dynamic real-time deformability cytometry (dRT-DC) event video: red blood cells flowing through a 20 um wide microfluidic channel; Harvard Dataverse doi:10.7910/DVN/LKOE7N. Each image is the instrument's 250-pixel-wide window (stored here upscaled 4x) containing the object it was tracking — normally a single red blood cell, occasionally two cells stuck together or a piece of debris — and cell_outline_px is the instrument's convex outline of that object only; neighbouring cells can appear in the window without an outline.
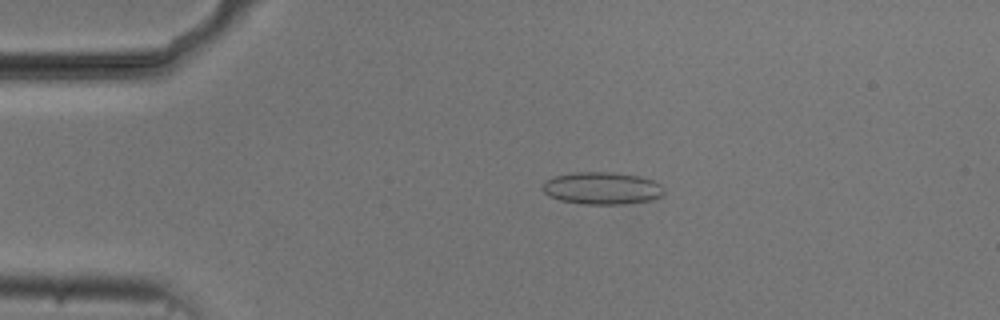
{"species": "common noctule bat (a hibernating species)", "species_latin": "Nyctalus noctula", "temperature_condition": "cold", "stored_images_in_passage": 54, "camera_frame_rate_fps": 3000, "um_per_image_px": 0.085, "animal": {"sex": "male", "body_mass_g": 20.5, "forearm_length_mm": 52.5}, "frame": {"image": 1, "passage_image": 11, "time_ms": 3.333, "image_size_px": [1000, 320], "cell_outline_px": [[664, 196], [652, 200], [624, 204], [584, 204], [560, 200], [548, 196], [544, 192], [544, 180], [556, 176], [576, 172], [612, 172], [636, 176], [652, 180], [660, 184], [664, 188]], "centroid_in_image_um": [51.2, 16.01], "position_along_channel_um": 33.8, "area_um2": 22.83}}
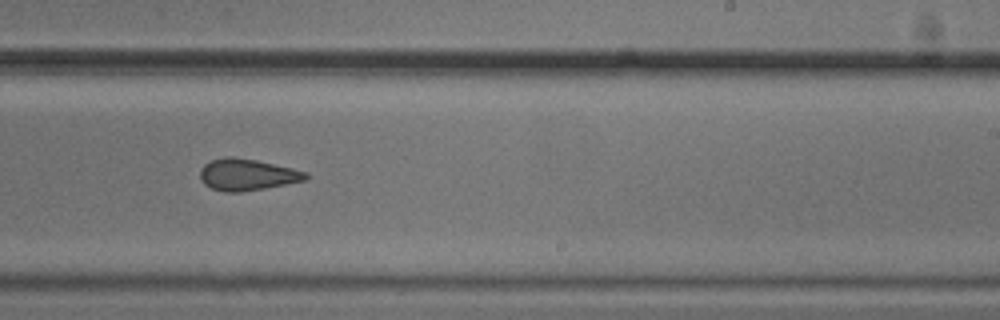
{"frame": {"image": 2, "passage_image": 33, "time_ms": 10.667, "image_size_px": [1000, 320], "cell_outline_px": [[308, 176], [304, 180], [264, 188], [240, 192], [224, 192], [212, 188], [204, 184], [200, 180], [200, 168], [204, 164], [212, 160], [224, 156], [232, 156], [256, 160], [292, 168], [308, 172]], "centroid_in_image_um": [20.96, 14.83], "position_along_channel_um": 268.0, "area_um2": 19.36}}
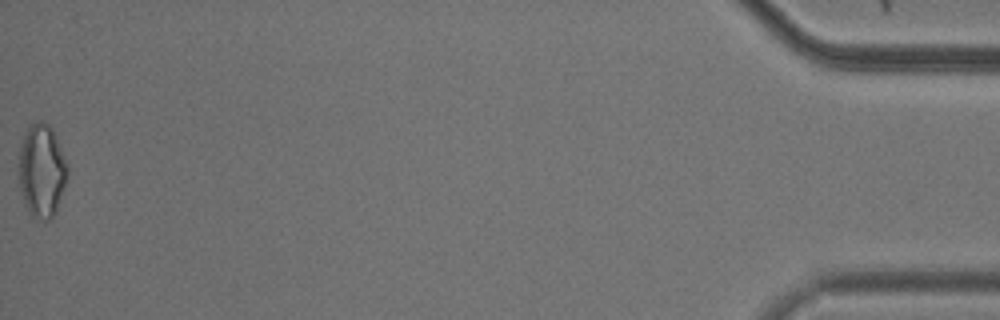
{"frame": {"image": 3, "passage_image": 54, "time_ms": 17.667, "image_size_px": [1000, 320], "cell_outline_px": [[68, 176], [56, 212], [52, 220], [44, 220], [32, 216], [24, 204], [20, 188], [20, 144], [28, 128], [32, 124], [40, 120], [48, 124], [52, 128], [56, 136], [68, 164]], "centroid_in_image_um": [3.58, 14.53], "position_along_channel_um": 431.6, "area_um2": 26.41}, "authors_computed_cell_mechanics": {"area_um2": 20.3745, "velocity_mm_per_s": 3.7408, "shape_relaxation_time_tau1_ms": null, "shape_relaxation_time_tau2_ms": 3.388, "deformation_change_tau1": null, "deformation_change_tau2": 0.0931}}